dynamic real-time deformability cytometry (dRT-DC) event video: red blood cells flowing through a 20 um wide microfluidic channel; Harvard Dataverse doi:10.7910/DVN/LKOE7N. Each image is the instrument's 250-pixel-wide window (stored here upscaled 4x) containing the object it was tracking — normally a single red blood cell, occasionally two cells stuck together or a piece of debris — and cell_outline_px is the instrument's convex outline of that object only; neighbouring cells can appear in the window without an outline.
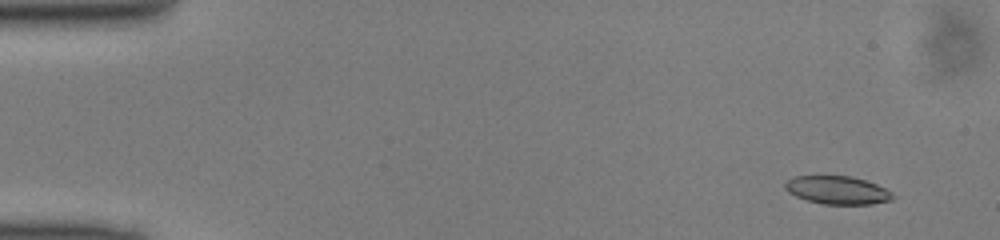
{"species": "common noctule bat (a hibernating species)", "species_latin": "Nyctalus noctula", "temperature_condition": "cold", "stored_images_in_passage": 48, "camera_frame_rate_fps": 3000, "um_per_image_px": 0.085, "animal": {"sex": "male", "body_mass_g": 13.0, "forearm_length_mm": 53.1}, "frame": {"image": 1, "passage_image": 3, "time_ms": 0.667, "image_size_px": [1000, 240], "cell_outline_px": [[896, 196], [892, 200], [872, 204], [824, 204], [808, 200], [796, 196], [788, 192], [784, 188], [784, 184], [788, 180], [796, 176], [852, 176], [876, 184], [892, 192]], "centroid_in_image_um": [71.2, 16.16], "position_along_channel_um": 13.8, "area_um2": 17.57}}
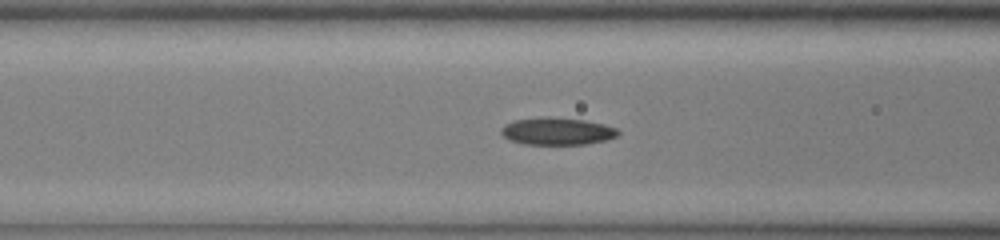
{"frame": {"image": 2, "passage_image": 19, "time_ms": 6.0, "image_size_px": [1000, 240], "cell_outline_px": [[620, 132], [616, 136], [604, 140], [584, 144], [524, 144], [508, 140], [500, 132], [500, 128], [504, 124], [516, 120], [544, 116], [548, 116], [584, 120], [604, 124], [616, 128]], "centroid_in_image_um": [47.31, 11.14], "position_along_channel_um": 119.3, "area_um2": 18.61}}
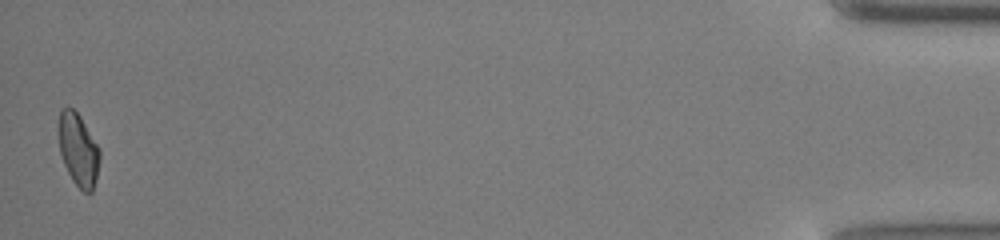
{"frame": {"image": 3, "passage_image": 48, "time_ms": 15.667, "image_size_px": [1000, 240], "cell_outline_px": [[100, 160], [92, 192], [84, 192], [72, 180], [64, 164], [60, 152], [60, 108], [72, 108], [80, 116], [100, 148]], "centroid_in_image_um": [6.68, 12.74], "position_along_channel_um": 428.5, "area_um2": 16.99}}